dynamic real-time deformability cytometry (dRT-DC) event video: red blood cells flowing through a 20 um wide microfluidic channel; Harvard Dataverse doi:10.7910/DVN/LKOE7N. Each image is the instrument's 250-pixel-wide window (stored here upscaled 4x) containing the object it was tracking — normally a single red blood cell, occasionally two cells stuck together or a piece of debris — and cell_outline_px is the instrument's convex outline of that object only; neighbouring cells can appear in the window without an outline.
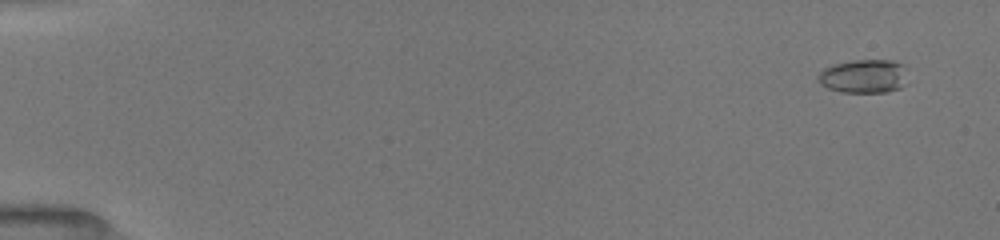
{"species": "common noctule bat (a hibernating species)", "species_latin": "Nyctalus noctula", "temperature_condition": "room temperature", "stored_images_in_passage": 30, "camera_frame_rate_fps": 3000, "um_per_image_px": 0.085, "animal": {"sex": "female", "body_mass_g": 19.5, "forearm_length_mm": 54.1}, "frame": {"image": 1, "passage_image": 2, "time_ms": 0.333, "image_size_px": [1000, 240], "cell_outline_px": [[908, 84], [900, 88], [888, 92], [840, 92], [828, 88], [820, 84], [816, 76], [824, 68], [832, 64], [852, 60], [892, 60], [904, 64]], "centroid_in_image_um": [73.44, 6.48], "position_along_channel_um": 11.6, "area_um2": 17.98}}
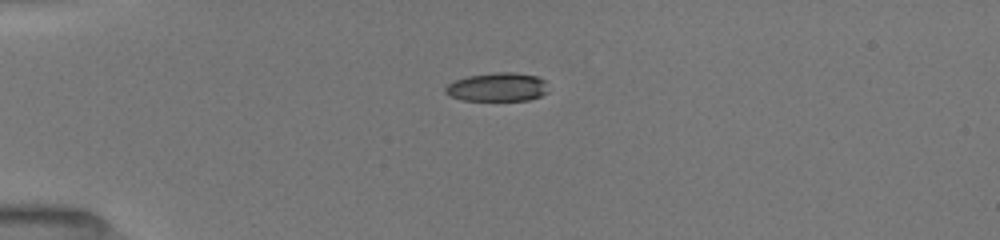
{"frame": {"image": 2, "passage_image": 17, "time_ms": 4.0, "image_size_px": [1000, 240], "cell_outline_px": [[548, 92], [540, 96], [528, 100], [460, 100], [448, 96], [444, 92], [444, 88], [448, 84], [456, 80], [468, 76], [496, 72], [516, 72], [536, 76], [544, 80]], "centroid_in_image_um": [42.25, 7.4], "position_along_channel_um": 42.7, "area_um2": 17.22}}
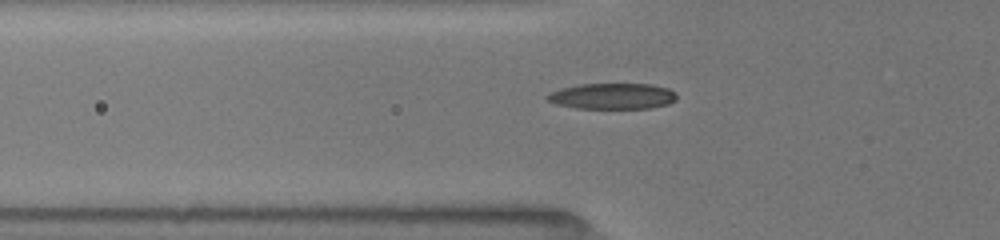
{"frame": {"image": 3, "passage_image": 26, "time_ms": 5.667, "image_size_px": [1000, 240], "cell_outline_px": [[676, 100], [668, 104], [652, 108], [576, 108], [556, 104], [548, 100], [544, 96], [548, 92], [560, 88], [580, 84], [652, 84], [668, 88], [676, 92]], "centroid_in_image_um": [52.05, 8.17], "position_along_channel_um": 73.8, "area_um2": 19.71}}